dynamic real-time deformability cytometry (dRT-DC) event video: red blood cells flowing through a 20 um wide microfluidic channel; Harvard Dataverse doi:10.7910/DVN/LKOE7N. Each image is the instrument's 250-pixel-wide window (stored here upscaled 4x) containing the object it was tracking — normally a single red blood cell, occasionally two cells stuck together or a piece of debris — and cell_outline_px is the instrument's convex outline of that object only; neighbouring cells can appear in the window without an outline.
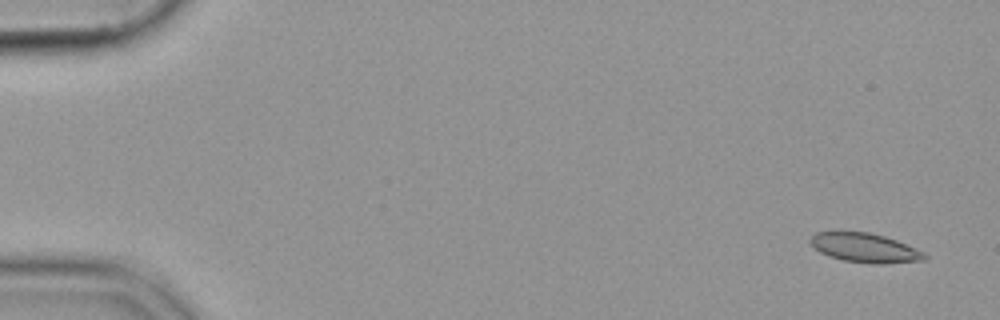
{"species": "common noctule bat (a hibernating species)", "species_latin": "Nyctalus noctula", "temperature_condition": "cold", "stored_images_in_passage": 41, "camera_frame_rate_fps": 3000, "um_per_image_px": 0.085, "animal": {"sex": "female", "body_mass_g": 19.9}, "frame": {"image": 1, "passage_image": 1, "time_ms": 0.0, "image_size_px": [1000, 320], "cell_outline_px": [[928, 256], [924, 260], [880, 264], [876, 264], [844, 260], [828, 256], [820, 252], [808, 240], [816, 232], [868, 232], [884, 236], [896, 240], [916, 248], [924, 252]], "centroid_in_image_um": [73.53, 21.06], "position_along_channel_um": 11.5, "area_um2": 19.25}}
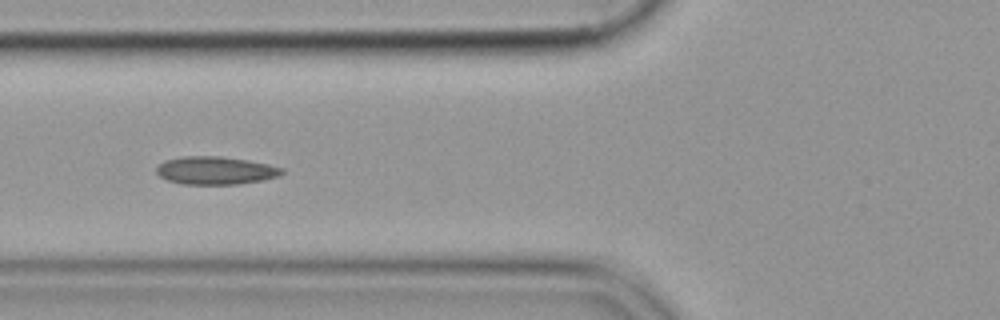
{"frame": {"image": 2, "passage_image": 20, "time_ms": 6.333, "image_size_px": [1000, 320], "cell_outline_px": [[284, 172], [280, 176], [264, 180], [240, 184], [184, 184], [168, 180], [160, 176], [156, 172], [156, 168], [164, 160], [184, 156], [220, 156], [248, 160], [268, 164], [284, 168]], "centroid_in_image_um": [18.35, 14.49], "position_along_channel_um": 107.4, "area_um2": 20.52}}
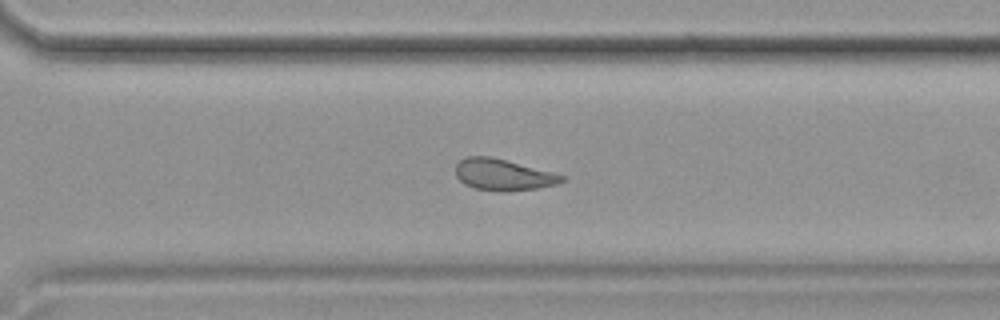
{"frame": {"image": 3, "passage_image": 38, "time_ms": 12.333, "image_size_px": [1000, 320], "cell_outline_px": [[564, 180], [556, 184], [540, 188], [476, 188], [464, 184], [456, 176], [456, 164], [460, 160], [468, 156], [492, 156], [552, 172], [564, 176]], "centroid_in_image_um": [42.74, 14.79], "position_along_channel_um": 327.9, "area_um2": 18.44}}